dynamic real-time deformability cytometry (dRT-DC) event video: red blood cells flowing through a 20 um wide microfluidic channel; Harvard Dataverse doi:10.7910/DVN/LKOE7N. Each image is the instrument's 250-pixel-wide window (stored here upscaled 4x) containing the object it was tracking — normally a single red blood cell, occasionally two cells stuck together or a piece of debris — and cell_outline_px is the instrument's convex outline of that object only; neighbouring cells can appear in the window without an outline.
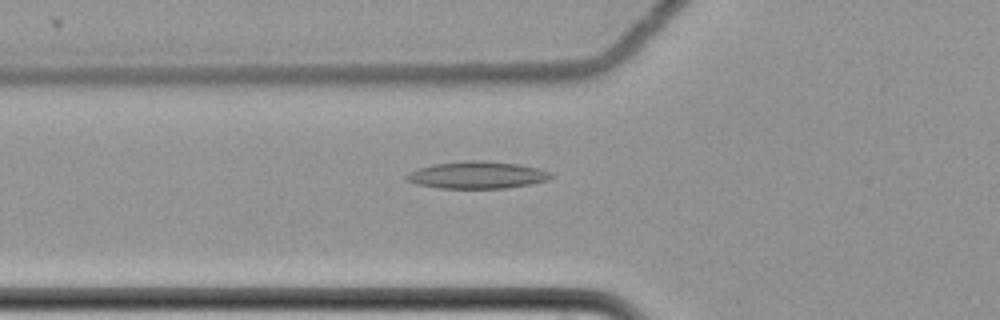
{"species": "common noctule bat (a hibernating species)", "species_latin": "Nyctalus noctula", "temperature_condition": "cold", "stored_images_in_passage": 42, "camera_frame_rate_fps": 3000, "um_per_image_px": 0.085, "animal": {"sex": "female", "body_mass_g": 22.7, "forearm_length_mm": 54.2}, "frame": {"image": 1, "passage_image": 5, "time_ms": 1.333, "image_size_px": [1000, 320], "cell_outline_px": [[552, 176], [548, 180], [528, 184], [504, 188], [440, 188], [416, 184], [408, 180], [404, 176], [408, 172], [432, 164], [464, 160], [480, 160], [520, 164], [552, 172]], "centroid_in_image_um": [40.53, 14.87], "position_along_channel_um": 85.3, "area_um2": 22.77}}
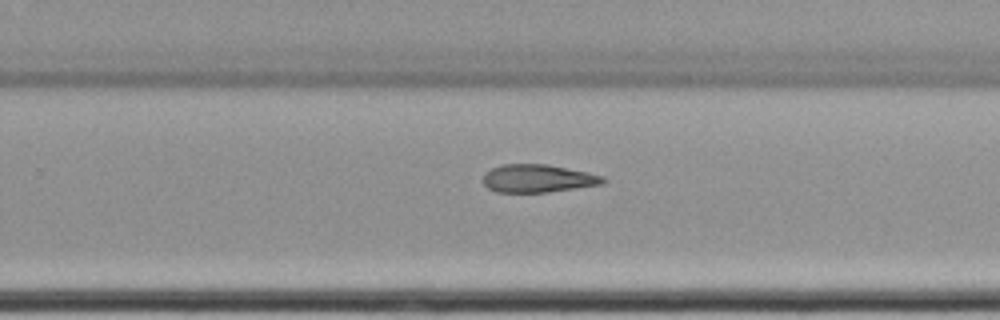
{"frame": {"image": 2, "passage_image": 22, "time_ms": 7.0, "image_size_px": [1000, 320], "cell_outline_px": [[604, 184], [548, 192], [496, 192], [488, 188], [484, 184], [484, 172], [500, 164], [548, 164], [588, 172], [604, 176]], "centroid_in_image_um": [45.71, 15.16], "position_along_channel_um": 284.1, "area_um2": 19.59}}
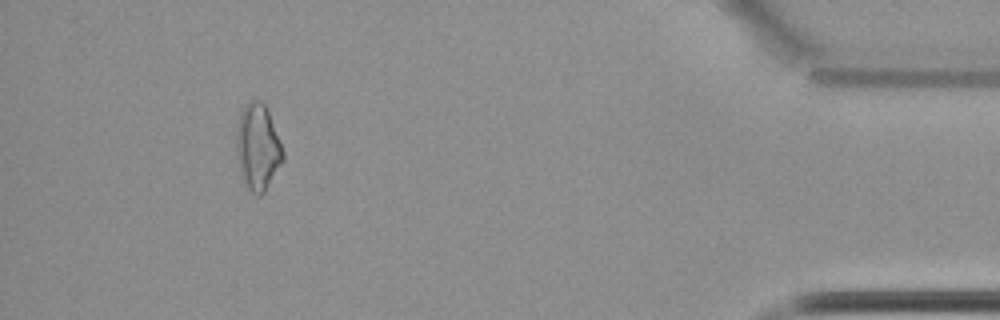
{"frame": {"image": 3, "passage_image": 38, "time_ms": 12.333, "image_size_px": [1000, 320], "cell_outline_px": [[284, 160], [264, 192], [260, 196], [256, 196], [248, 188], [240, 172], [236, 148], [236, 132], [240, 116], [244, 104], [252, 100], [260, 100], [268, 108], [284, 152]], "centroid_in_image_um": [21.92, 12.49], "position_along_channel_um": 413.3, "area_um2": 23.35}}